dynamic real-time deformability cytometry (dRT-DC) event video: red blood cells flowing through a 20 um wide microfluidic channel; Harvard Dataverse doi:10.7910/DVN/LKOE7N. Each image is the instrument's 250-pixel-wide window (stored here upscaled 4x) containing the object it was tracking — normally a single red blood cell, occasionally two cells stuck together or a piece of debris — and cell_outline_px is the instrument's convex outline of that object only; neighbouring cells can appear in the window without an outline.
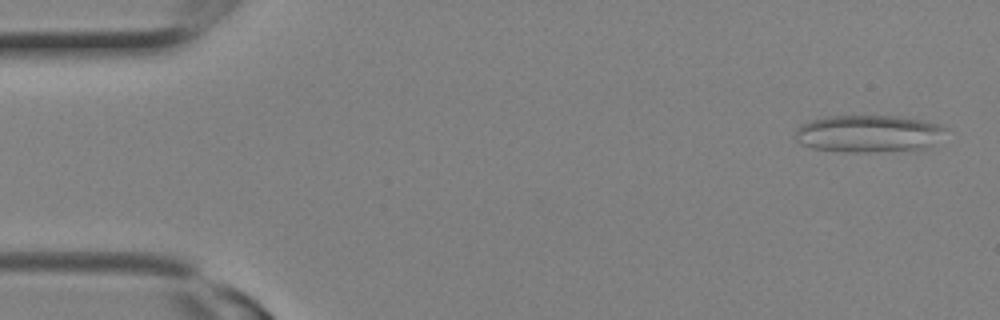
{"species": "Egyptian fruit bat (a non-hibernating species)", "species_latin": "Rousettus aegyptiacus", "temperature_condition": "room temperature", "stored_images_in_passage": 4, "camera_frame_rate_fps": 3000, "um_per_image_px": 0.085, "animal": {"sex": "female"}, "frame": {"image": 1, "passage_image": 1, "time_ms": 0.0, "image_size_px": [1000, 320], "cell_outline_px": [[948, 128], [928, 148], [872, 152], [844, 152], [812, 148], [800, 144], [796, 140], [796, 128], [800, 124], [808, 120], [828, 116], [896, 116], [924, 120], [940, 124]], "centroid_in_image_um": [73.79, 11.35], "position_along_channel_um": 11.2, "area_um2": 32.83}}